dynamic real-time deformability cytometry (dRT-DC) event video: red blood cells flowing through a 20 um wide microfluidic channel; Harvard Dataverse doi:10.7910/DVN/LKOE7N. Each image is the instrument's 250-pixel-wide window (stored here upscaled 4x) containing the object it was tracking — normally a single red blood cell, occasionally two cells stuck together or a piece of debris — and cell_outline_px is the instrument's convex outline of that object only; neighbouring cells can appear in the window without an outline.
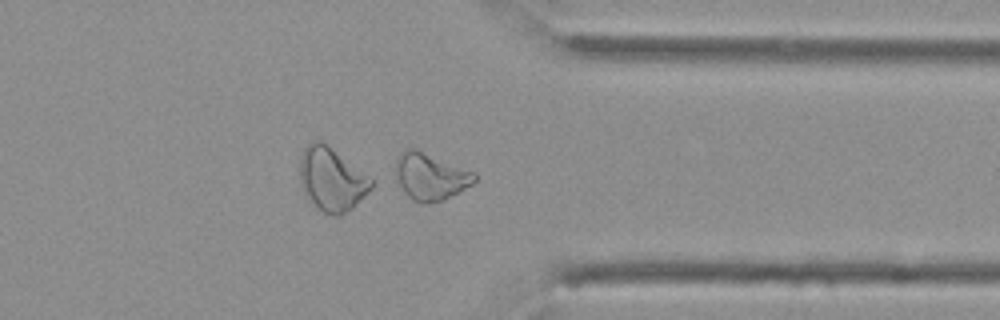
{"species": "Egyptian fruit bat (a non-hibernating species)", "species_latin": "Rousettus aegyptiacus", "temperature_condition": "cold", "stored_images_in_passage": 39, "camera_frame_rate_fps": 3000, "um_per_image_px": 0.085, "animal": {"sex": "female"}, "frame": {"image": 1, "passage_image": 28, "time_ms": 9.0, "image_size_px": [1000, 320], "cell_outline_px": [[476, 180], [472, 184], [440, 200], [424, 204], [420, 204], [412, 200], [404, 192], [396, 176], [396, 160], [400, 152], [408, 148], [412, 148], [476, 172]], "centroid_in_image_um": [36.57, 15.0], "position_along_channel_um": 374.8, "area_um2": 21.1}}